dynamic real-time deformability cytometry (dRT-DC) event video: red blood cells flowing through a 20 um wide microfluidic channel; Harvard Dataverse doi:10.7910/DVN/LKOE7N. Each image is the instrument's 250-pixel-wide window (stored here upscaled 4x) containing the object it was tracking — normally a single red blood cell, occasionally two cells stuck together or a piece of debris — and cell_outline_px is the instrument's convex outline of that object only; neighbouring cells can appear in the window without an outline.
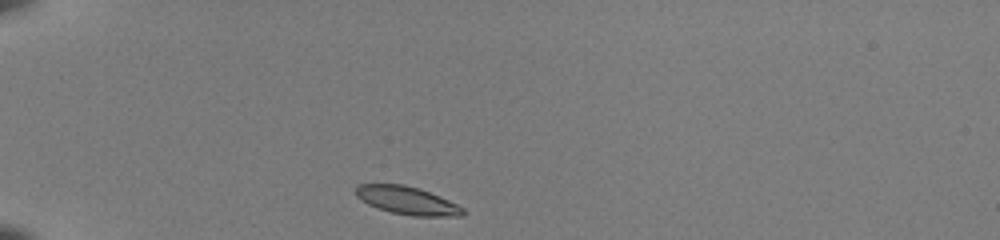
{"species": "common noctule bat (a hibernating species)", "species_latin": "Nyctalus noctula", "temperature_condition": "room temperature", "stored_images_in_passage": 18, "camera_frame_rate_fps": 3000, "um_per_image_px": 0.085, "animal": {"sex": "female", "body_mass_g": 22.0, "forearm_length_mm": 56.7}, "frame": {"image": 1, "passage_image": 1, "time_ms": 0.0, "image_size_px": [1000, 240], "cell_outline_px": [[464, 212], [460, 216], [412, 216], [392, 212], [376, 208], [360, 200], [356, 196], [356, 184], [404, 184], [420, 188], [448, 200], [464, 208]], "centroid_in_image_um": [34.57, 17.03], "position_along_channel_um": 50.4, "area_um2": 17.46}}
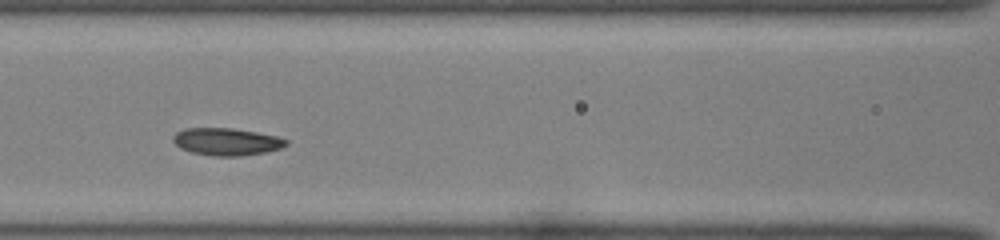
{"frame": {"image": 2, "passage_image": 11, "time_ms": 3.333, "image_size_px": [1000, 240], "cell_outline_px": [[288, 144], [280, 148], [268, 152], [240, 156], [212, 156], [192, 152], [180, 148], [172, 140], [172, 136], [176, 132], [184, 128], [232, 128], [256, 132], [276, 136], [288, 140]], "centroid_in_image_um": [19.25, 12.04], "position_along_channel_um": 147.4, "area_um2": 18.09}}
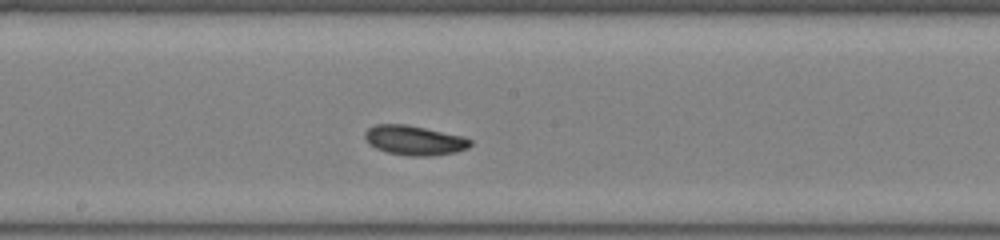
{"frame": {"image": 3, "passage_image": 16, "time_ms": 5.0, "image_size_px": [1000, 240], "cell_outline_px": [[472, 144], [468, 148], [456, 152], [432, 156], [408, 156], [388, 152], [376, 148], [368, 144], [364, 136], [364, 132], [368, 128], [376, 124], [408, 124], [464, 136], [472, 140]], "centroid_in_image_um": [35.23, 11.92], "position_along_channel_um": 213.0, "area_um2": 18.44}}